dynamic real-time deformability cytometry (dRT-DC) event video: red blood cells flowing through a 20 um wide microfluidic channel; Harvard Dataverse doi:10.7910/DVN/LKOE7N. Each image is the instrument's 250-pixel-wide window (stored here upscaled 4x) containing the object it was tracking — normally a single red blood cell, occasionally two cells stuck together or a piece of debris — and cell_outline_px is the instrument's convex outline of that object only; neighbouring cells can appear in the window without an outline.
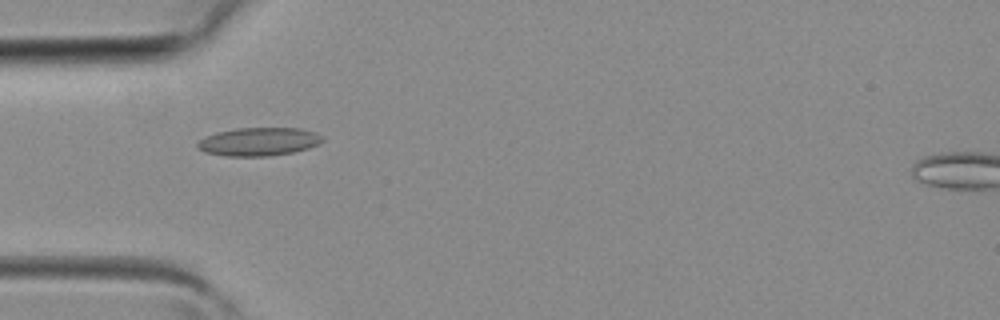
{"species": "common noctule bat (a hibernating species)", "species_latin": "Nyctalus noctula", "temperature_condition": "room temperature", "stored_images_in_passage": 4, "camera_frame_rate_fps": 3000, "um_per_image_px": 0.085, "animal": {"sex": "female", "body_mass_g": 19.3, "forearm_length_mm": 54.1}, "frame": {"image": 1, "passage_image": 3, "time_ms": 0.667, "image_size_px": [1000, 320], "cell_outline_px": [[324, 140], [308, 148], [292, 152], [268, 156], [224, 156], [204, 152], [196, 144], [200, 140], [208, 136], [220, 132], [236, 128], [300, 128], [316, 132], [324, 136]], "centroid_in_image_um": [22.03, 12.04], "position_along_channel_um": 63.0, "area_um2": 20.4}}
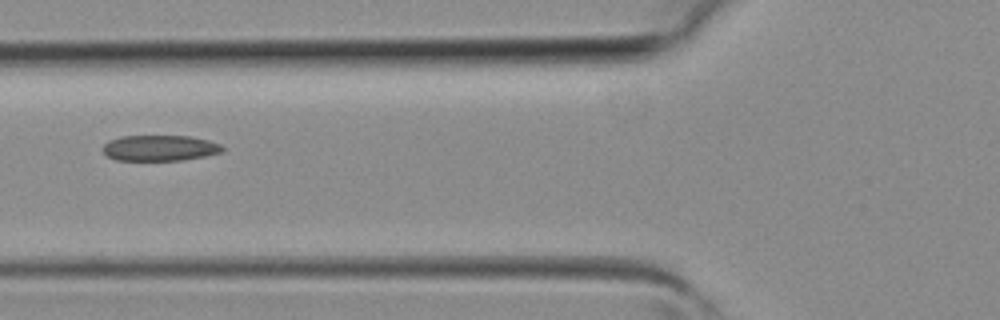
{"frame": {"image": 2, "passage_image": 4, "time_ms": 1.0, "image_size_px": [1000, 320], "cell_outline_px": [[224, 152], [204, 156], [180, 160], [116, 160], [108, 156], [100, 148], [108, 140], [120, 136], [188, 136], [208, 140], [220, 144], [224, 148]], "centroid_in_image_um": [13.56, 12.57], "position_along_channel_um": 112.2, "area_um2": 17.98}}